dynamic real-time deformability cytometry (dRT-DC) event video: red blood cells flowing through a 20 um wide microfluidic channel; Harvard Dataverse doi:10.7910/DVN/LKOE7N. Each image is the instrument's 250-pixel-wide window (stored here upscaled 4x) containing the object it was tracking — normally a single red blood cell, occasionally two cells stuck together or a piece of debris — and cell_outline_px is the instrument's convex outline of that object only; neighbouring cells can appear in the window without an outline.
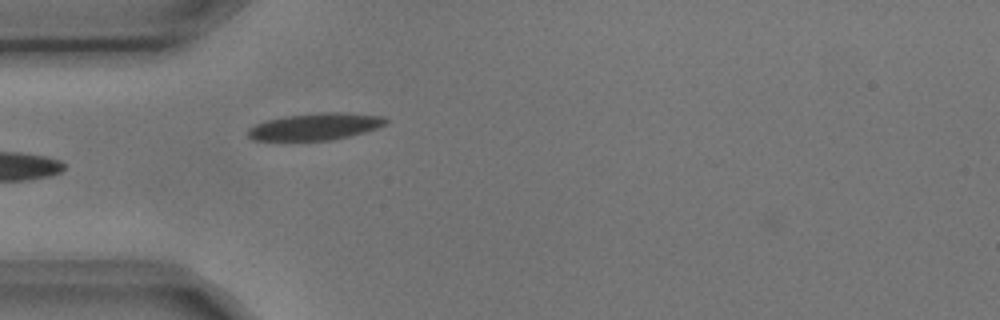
{"species": "common noctule bat (a hibernating species)", "species_latin": "Nyctalus noctula", "temperature_condition": "cold", "stored_images_in_passage": 2, "camera_frame_rate_fps": 3000, "um_per_image_px": 0.085, "animal": {"sex": "male", "body_mass_g": 17.9, "forearm_length_mm": 54.2}, "frame": {"image": 1, "passage_image": 2, "time_ms": 0.333, "image_size_px": [1000, 320], "cell_outline_px": [[388, 120], [384, 124], [376, 128], [364, 132], [348, 136], [328, 140], [252, 140], [248, 136], [248, 128], [256, 124], [268, 120], [288, 116], [320, 112], [340, 112], [380, 116]], "centroid_in_image_um": [26.77, 10.76], "position_along_channel_um": 58.2, "area_um2": 21.15}}